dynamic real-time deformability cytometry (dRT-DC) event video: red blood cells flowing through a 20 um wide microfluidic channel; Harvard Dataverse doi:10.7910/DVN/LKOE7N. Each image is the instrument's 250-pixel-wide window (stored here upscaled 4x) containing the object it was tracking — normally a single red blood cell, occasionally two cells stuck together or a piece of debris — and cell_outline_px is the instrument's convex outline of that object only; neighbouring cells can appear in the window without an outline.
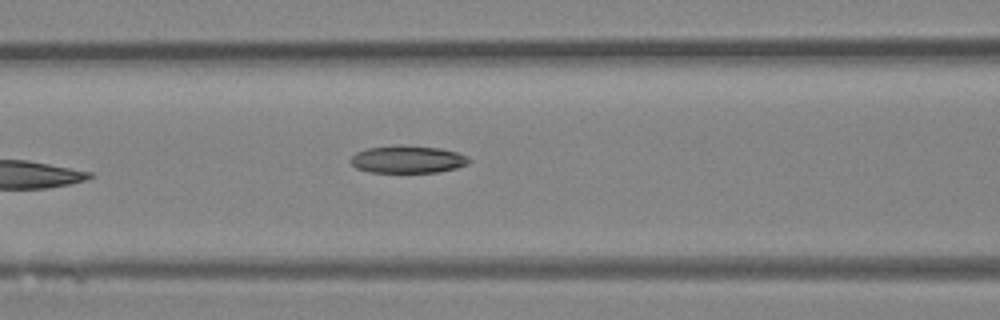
{"species": "Egyptian fruit bat (a non-hibernating species)", "species_latin": "Rousettus aegyptiacus", "temperature_condition": "room temperature", "stored_images_in_passage": 5, "camera_frame_rate_fps": 3000, "um_per_image_px": 0.085, "animal": {"sex": "female"}, "frame": {"image": 1, "passage_image": 5, "time_ms": 1.333, "image_size_px": [1000, 320], "cell_outline_px": [[472, 160], [468, 164], [456, 168], [436, 172], [368, 172], [356, 168], [348, 160], [356, 152], [368, 148], [396, 144], [440, 148], [456, 152], [468, 156]], "centroid_in_image_um": [34.64, 13.54], "position_along_channel_um": 132.0, "area_um2": 19.13}}